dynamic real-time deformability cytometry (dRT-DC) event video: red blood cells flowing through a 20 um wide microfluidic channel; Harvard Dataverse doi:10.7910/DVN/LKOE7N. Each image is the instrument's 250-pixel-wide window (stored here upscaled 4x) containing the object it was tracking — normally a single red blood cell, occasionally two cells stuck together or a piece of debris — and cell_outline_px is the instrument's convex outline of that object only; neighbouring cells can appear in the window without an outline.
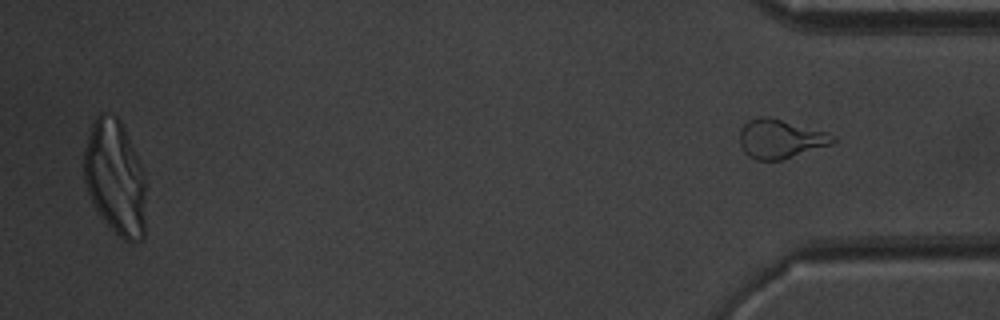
{"species": "common noctule bat (a hibernating species)", "species_latin": "Nyctalus noctula", "temperature_condition": "warm", "stored_images_in_passage": 42, "segment_of_instrument_passage": [2, 2], "camera_frame_rate_fps": 3000, "um_per_image_px": 0.085, "animal": {"sex": "male", "body_mass_g": 20.1, "forearm_length_mm": 53.5}, "frame": {"image": 1, "passage_image": 42, "time_ms": 13.667, "image_size_px": [1000, 320], "cell_outline_px": [[836, 140], [832, 144], [780, 160], [756, 160], [748, 156], [744, 152], [740, 144], [740, 132], [744, 124], [748, 120], [760, 116], [768, 116], [824, 132], [836, 136]], "centroid_in_image_um": [66.29, 11.81], "position_along_channel_um": 368.9, "area_um2": 20.87}}